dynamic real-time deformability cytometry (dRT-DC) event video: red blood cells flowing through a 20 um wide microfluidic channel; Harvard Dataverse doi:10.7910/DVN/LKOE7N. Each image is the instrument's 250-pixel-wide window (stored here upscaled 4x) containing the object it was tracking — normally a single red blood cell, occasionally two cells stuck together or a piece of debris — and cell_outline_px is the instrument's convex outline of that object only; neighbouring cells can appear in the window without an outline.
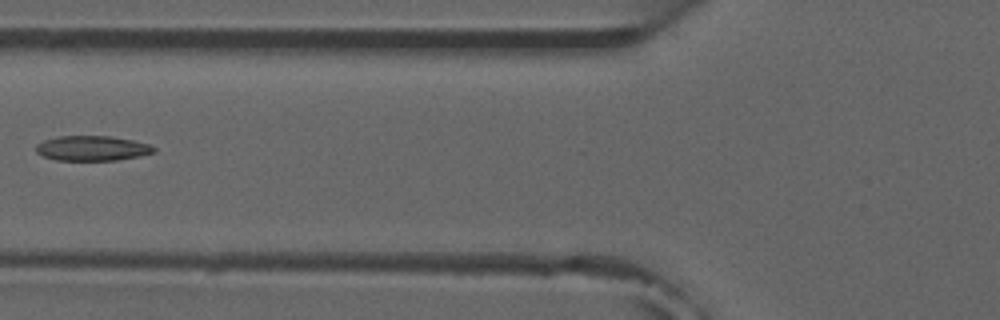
{"species": "common noctule bat (a hibernating species)", "species_latin": "Nyctalus noctula", "temperature_condition": "room temperature", "stored_images_in_passage": 4, "camera_frame_rate_fps": 3000, "um_per_image_px": 0.085, "animal": {"sex": "male", "forearm_length_mm": 52.5}, "frame": {"image": 1, "passage_image": 4, "time_ms": 3.333, "image_size_px": [1000, 320], "cell_outline_px": [[156, 152], [140, 156], [116, 160], [56, 160], [44, 156], [36, 152], [36, 144], [44, 140], [60, 136], [108, 136], [132, 140], [148, 144], [156, 148]], "centroid_in_image_um": [7.84, 12.6], "position_along_channel_um": 118.0, "area_um2": 17.05}}